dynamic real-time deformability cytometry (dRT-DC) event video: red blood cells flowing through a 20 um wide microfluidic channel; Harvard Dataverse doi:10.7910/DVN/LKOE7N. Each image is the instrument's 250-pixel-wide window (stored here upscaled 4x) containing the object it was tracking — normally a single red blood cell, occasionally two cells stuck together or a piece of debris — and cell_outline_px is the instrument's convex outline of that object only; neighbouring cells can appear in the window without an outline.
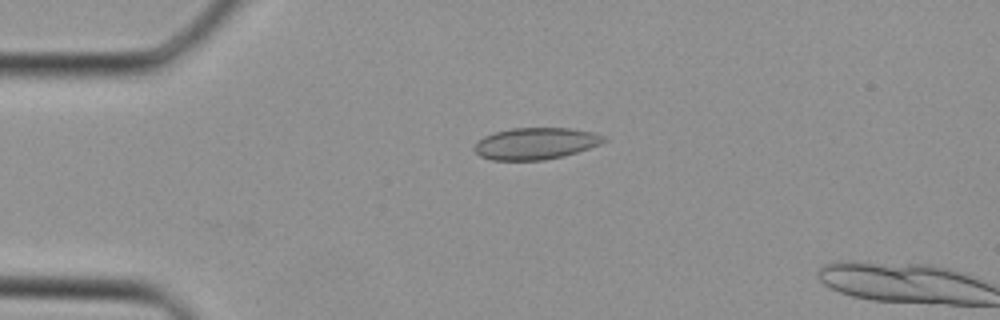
{"species": "Egyptian fruit bat (a non-hibernating species)", "species_latin": "Rousettus aegyptiacus", "temperature_condition": "cold", "stored_images_in_passage": 3, "camera_frame_rate_fps": 3000, "um_per_image_px": 0.085, "animal": {"sex": "female"}, "frame": {"image": 1, "passage_image": 1, "time_ms": 0.0, "image_size_px": [1000, 320], "cell_outline_px": [[608, 140], [600, 144], [564, 156], [544, 160], [492, 160], [480, 156], [472, 148], [484, 136], [496, 132], [512, 128], [568, 128], [592, 132], [604, 136]], "centroid_in_image_um": [45.53, 12.2], "position_along_channel_um": 39.5, "area_um2": 23.76}}